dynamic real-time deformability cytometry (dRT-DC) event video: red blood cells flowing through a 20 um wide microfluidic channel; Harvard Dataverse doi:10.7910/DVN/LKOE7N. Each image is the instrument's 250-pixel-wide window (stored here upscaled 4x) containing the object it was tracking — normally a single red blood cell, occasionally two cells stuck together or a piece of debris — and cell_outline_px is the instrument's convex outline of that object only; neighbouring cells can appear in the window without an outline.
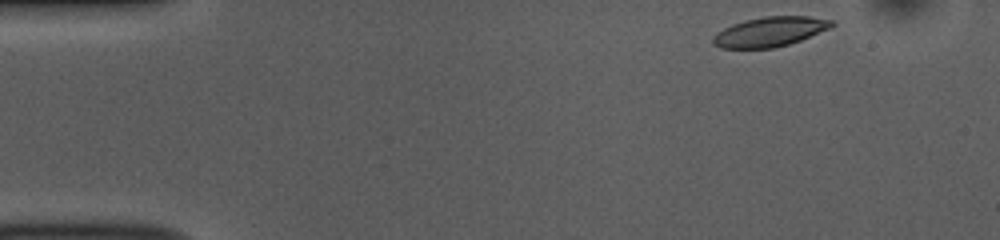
{"species": "common noctule bat (a hibernating species)", "species_latin": "Nyctalus noctula", "temperature_condition": "room temperature", "stored_images_in_passage": 48, "camera_frame_rate_fps": 3000, "um_per_image_px": 0.085, "animal": {"sex": "female", "body_mass_g": 10.0, "forearm_length_mm": 53.1}, "frame": {"image": 1, "passage_image": 1, "time_ms": 0.0, "image_size_px": [1000, 240], "cell_outline_px": [[836, 24], [832, 28], [800, 40], [788, 44], [772, 48], [720, 48], [712, 44], [712, 36], [716, 32], [732, 24], [744, 20], [764, 16], [808, 16], [832, 20]], "centroid_in_image_um": [65.43, 2.69], "position_along_channel_um": 19.6, "area_um2": 20.69}}
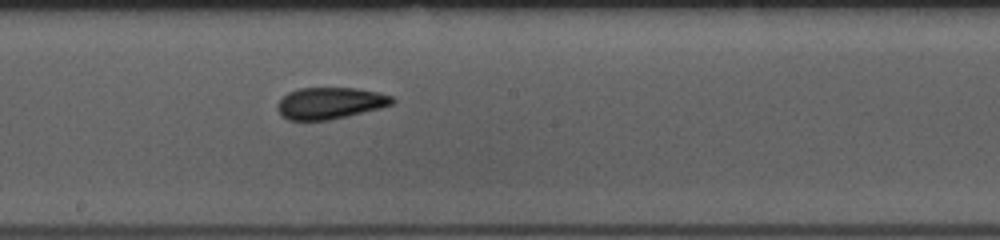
{"frame": {"image": 2, "passage_image": 24, "time_ms": 7.667, "image_size_px": [1000, 240], "cell_outline_px": [[396, 100], [392, 104], [380, 108], [348, 116], [328, 120], [288, 120], [276, 108], [276, 104], [288, 92], [300, 88], [356, 88], [380, 92], [392, 96]], "centroid_in_image_um": [28.08, 8.76], "position_along_channel_um": 220.1, "area_um2": 21.15}}
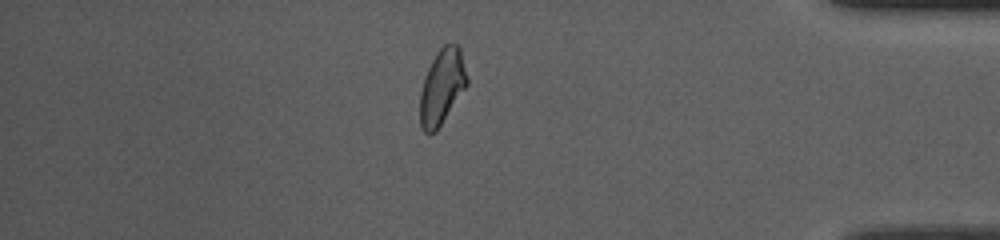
{"frame": {"image": 3, "passage_image": 41, "time_ms": 13.333, "image_size_px": [1000, 240], "cell_outline_px": [[468, 84], [436, 132], [424, 132], [420, 128], [420, 92], [424, 76], [436, 52], [444, 44], [460, 44], [468, 80]], "centroid_in_image_um": [37.57, 7.35], "position_along_channel_um": 397.6, "area_um2": 20.75}, "authors_computed_cell_mechanics": {"area_um2": 20.9525, "velocity_mm_per_s": 3.7304, "shape_relaxation_time_tau1_ms": 10.3544, "shape_relaxation_time_tau2_ms": 1.7693, "deformation_change_tau1": 0.1999, "deformation_change_tau2": 0.0795}}